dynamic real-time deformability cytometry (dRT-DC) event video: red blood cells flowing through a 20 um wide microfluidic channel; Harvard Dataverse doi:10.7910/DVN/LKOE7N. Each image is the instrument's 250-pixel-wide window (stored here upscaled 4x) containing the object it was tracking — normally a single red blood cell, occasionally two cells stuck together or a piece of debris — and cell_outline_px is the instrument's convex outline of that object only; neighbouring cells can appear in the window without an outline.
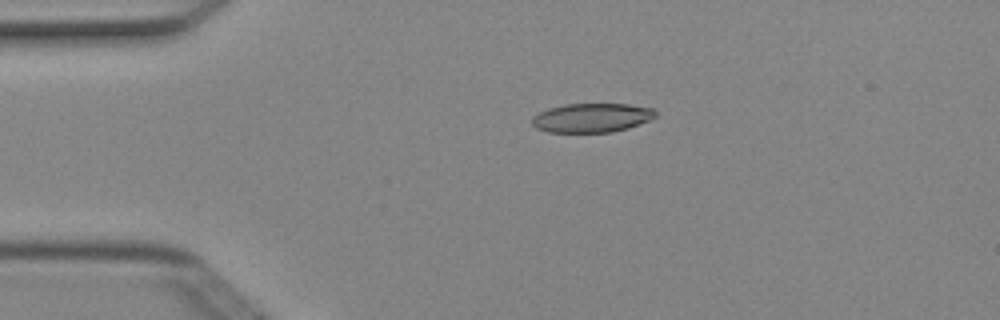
{"species": "Egyptian fruit bat (a non-hibernating species)", "species_latin": "Rousettus aegyptiacus", "temperature_condition": "cold", "stored_images_in_passage": 3, "camera_frame_rate_fps": 3000, "um_per_image_px": 0.085, "animal": {"sex": "female"}, "frame": {"image": 1, "passage_image": 2, "time_ms": 0.333, "image_size_px": [1000, 320], "cell_outline_px": [[656, 116], [652, 120], [628, 128], [612, 132], [548, 132], [536, 128], [532, 124], [532, 116], [548, 108], [564, 104], [628, 104], [652, 108], [656, 112]], "centroid_in_image_um": [50.31, 10.01], "position_along_channel_um": 34.7, "area_um2": 21.04}}
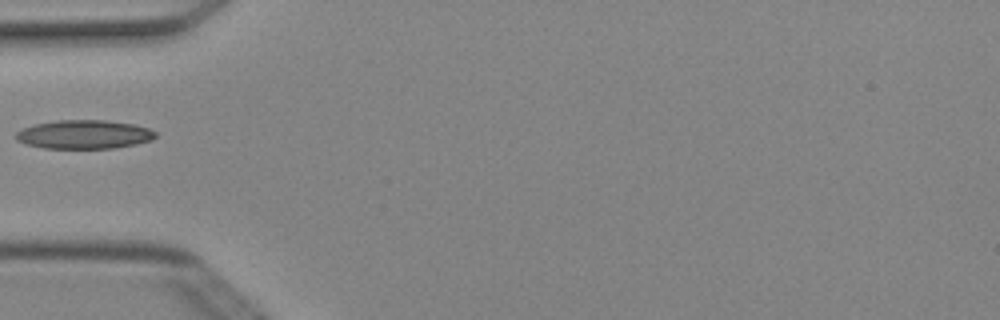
{"frame": {"image": 2, "passage_image": 3, "time_ms": 0.667, "image_size_px": [1000, 320], "cell_outline_px": [[156, 136], [152, 140], [136, 144], [112, 148], [44, 148], [28, 144], [16, 140], [16, 132], [20, 128], [36, 124], [56, 120], [104, 120], [132, 124], [148, 128], [156, 132]], "centroid_in_image_um": [7.14, 11.42], "position_along_channel_um": 77.9, "area_um2": 23.29}}